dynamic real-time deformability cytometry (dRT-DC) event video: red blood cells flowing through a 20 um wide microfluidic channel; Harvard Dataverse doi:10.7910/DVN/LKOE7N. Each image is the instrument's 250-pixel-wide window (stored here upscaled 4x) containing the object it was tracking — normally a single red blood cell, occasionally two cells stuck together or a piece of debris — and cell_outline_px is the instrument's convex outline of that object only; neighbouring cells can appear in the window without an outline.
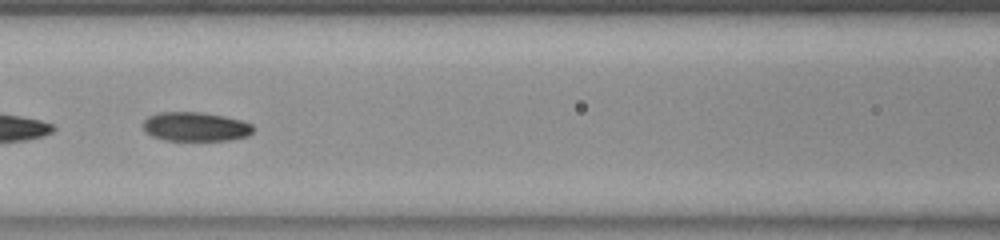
{"species": "common noctule bat (a hibernating species)", "species_latin": "Nyctalus noctula", "temperature_condition": "room temperature", "stored_images_in_passage": 38, "camera_frame_rate_fps": 3000, "um_per_image_px": 0.085, "animal": {"sex": "female", "body_mass_g": 23.0, "forearm_length_mm": 53.4}, "frame": {"image": 1, "passage_image": 22, "time_ms": 7.0, "image_size_px": [1000, 240], "cell_outline_px": [[252, 132], [248, 136], [228, 140], [164, 140], [152, 136], [144, 132], [144, 120], [148, 116], [160, 112], [200, 112], [224, 116], [240, 120], [252, 124]], "centroid_in_image_um": [16.59, 10.77], "position_along_channel_um": 150.0, "area_um2": 18.61}}